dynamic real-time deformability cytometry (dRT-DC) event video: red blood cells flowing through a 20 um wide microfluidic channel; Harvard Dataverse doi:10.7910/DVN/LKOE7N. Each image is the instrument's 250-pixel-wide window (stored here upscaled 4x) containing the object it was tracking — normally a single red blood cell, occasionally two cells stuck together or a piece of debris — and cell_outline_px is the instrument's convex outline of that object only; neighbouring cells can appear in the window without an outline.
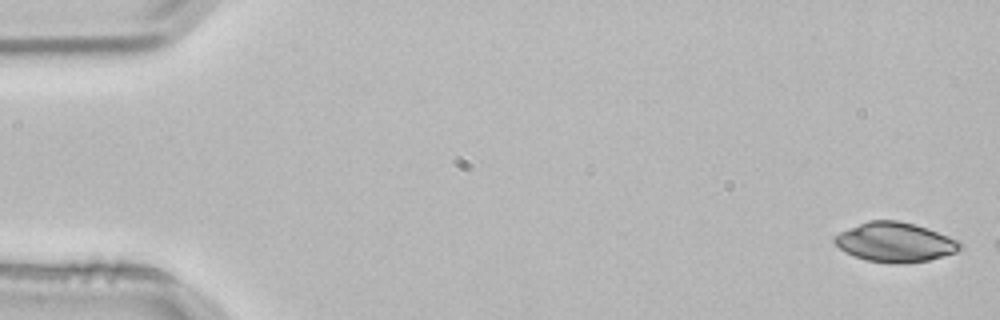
{"species": "common noctule bat (a hibernating species)", "species_latin": "Nyctalus noctula", "temperature_condition": "room temperature", "stored_images_in_passage": 2, "camera_frame_rate_fps": 3000, "um_per_image_px": 0.085, "animal": {"sex": "male", "body_mass_g": 21.5, "forearm_length_mm": 52.0}, "frame": {"image": 1, "passage_image": 1, "time_ms": 0.0, "image_size_px": [1000, 320], "cell_outline_px": [[964, 248], [956, 252], [928, 260], [904, 264], [888, 264], [864, 260], [844, 252], [832, 240], [840, 232], [868, 220], [896, 220], [916, 224], [928, 228], [956, 240], [964, 244]], "centroid_in_image_um": [76.08, 20.6], "position_along_channel_um": 8.9, "area_um2": 29.07}}